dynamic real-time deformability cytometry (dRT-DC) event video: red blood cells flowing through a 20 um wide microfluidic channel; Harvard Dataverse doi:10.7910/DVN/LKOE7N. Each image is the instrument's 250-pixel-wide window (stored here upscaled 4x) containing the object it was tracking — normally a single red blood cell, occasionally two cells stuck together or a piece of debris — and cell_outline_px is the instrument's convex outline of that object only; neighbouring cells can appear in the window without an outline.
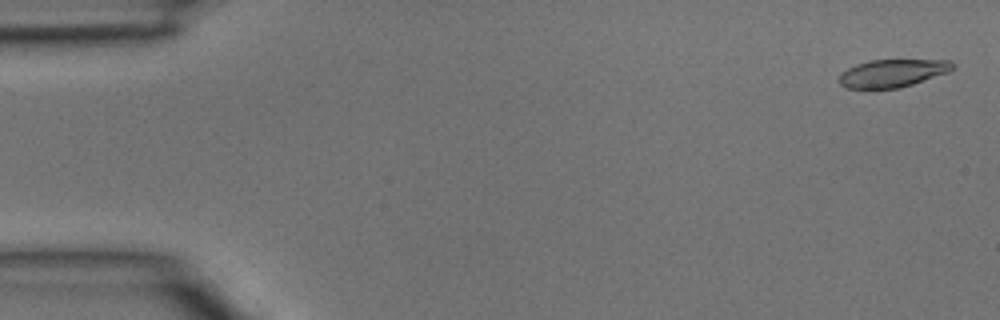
{"species": "common noctule bat (a hibernating species)", "species_latin": "Nyctalus noctula", "temperature_condition": "room temperature", "stored_images_in_passage": 4, "camera_frame_rate_fps": 3000, "um_per_image_px": 0.085, "animal": {"sex": "male", "body_mass_g": 15.6}, "frame": {"image": 1, "passage_image": 1, "time_ms": 0.0, "image_size_px": [1000, 320], "cell_outline_px": [[956, 68], [948, 72], [900, 88], [848, 88], [840, 84], [840, 72], [856, 64], [868, 60], [952, 60], [956, 64]], "centroid_in_image_um": [75.9, 6.2], "position_along_channel_um": 9.1, "area_um2": 18.38}}
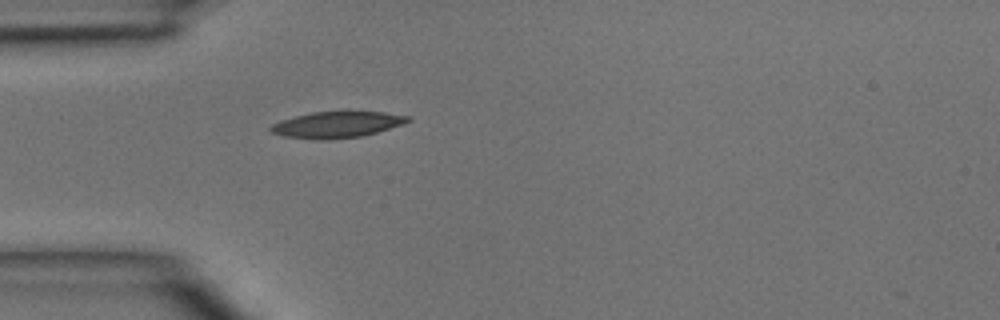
{"frame": {"image": 2, "passage_image": 4, "time_ms": 1.0, "image_size_px": [1000, 320], "cell_outline_px": [[412, 120], [404, 124], [376, 132], [360, 136], [320, 140], [284, 136], [272, 132], [268, 128], [272, 124], [280, 120], [312, 112], [344, 108], [384, 112], [408, 116]], "centroid_in_image_um": [28.67, 10.53], "position_along_channel_um": 56.3, "area_um2": 21.68}}